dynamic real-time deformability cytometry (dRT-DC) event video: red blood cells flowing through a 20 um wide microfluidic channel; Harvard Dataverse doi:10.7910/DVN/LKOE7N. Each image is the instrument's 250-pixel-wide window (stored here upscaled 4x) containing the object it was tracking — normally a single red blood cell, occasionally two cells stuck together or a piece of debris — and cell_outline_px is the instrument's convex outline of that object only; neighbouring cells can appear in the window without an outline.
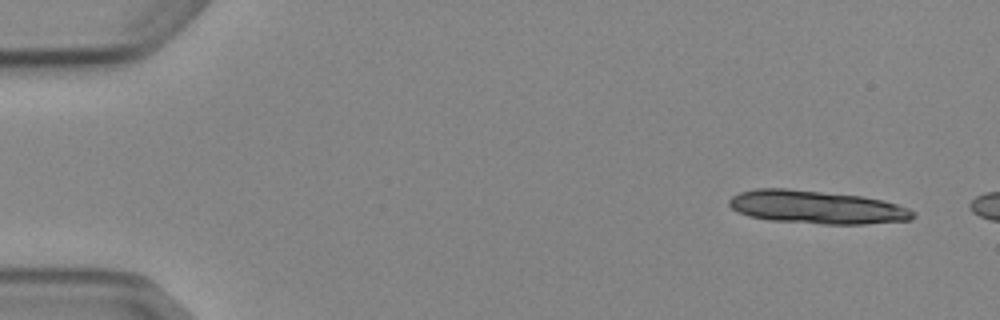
{"species": "Egyptian fruit bat (a non-hibernating species)", "species_latin": "Rousettus aegyptiacus", "temperature_condition": "cold", "stored_images_in_passage": 3, "camera_frame_rate_fps": 3000, "um_per_image_px": 0.085, "animal": {"sex": "female"}, "frame": {"image": 1, "passage_image": 1, "time_ms": 0.0, "image_size_px": [1000, 320], "cell_outline_px": [[916, 216], [912, 220], [864, 224], [820, 224], [768, 220], [748, 216], [736, 212], [728, 204], [728, 200], [732, 196], [740, 192], [756, 188], [784, 188], [864, 196], [884, 200], [908, 208], [916, 212]], "centroid_in_image_um": [69.42, 17.61], "position_along_channel_um": 15.6, "area_um2": 35.95}}